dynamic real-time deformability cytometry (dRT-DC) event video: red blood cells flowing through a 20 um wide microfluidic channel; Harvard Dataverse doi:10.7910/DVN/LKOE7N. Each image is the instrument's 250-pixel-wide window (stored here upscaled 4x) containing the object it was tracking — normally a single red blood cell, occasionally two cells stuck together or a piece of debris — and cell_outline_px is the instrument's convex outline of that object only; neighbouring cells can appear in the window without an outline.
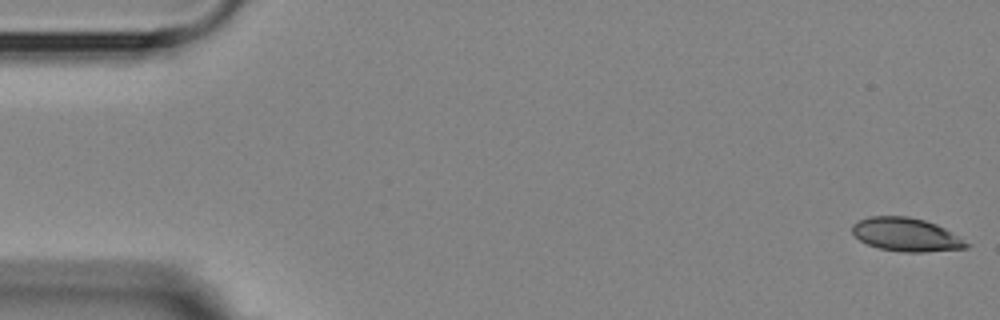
{"species": "Egyptian fruit bat (a non-hibernating species)", "species_latin": "Rousettus aegyptiacus", "temperature_condition": "room temperature", "stored_images_in_passage": 2, "camera_frame_rate_fps": 3000, "um_per_image_px": 0.085, "animal": {"sex": "female"}, "frame": {"image": 1, "passage_image": 2, "time_ms": 1.333, "image_size_px": [1000, 320], "cell_outline_px": [[972, 244], [968, 248], [924, 252], [900, 252], [880, 248], [868, 244], [860, 240], [852, 232], [852, 224], [868, 216], [908, 216], [924, 220], [936, 224], [944, 228]], "centroid_in_image_um": [77.04, 19.94], "position_along_channel_um": 8.0, "area_um2": 22.25}}